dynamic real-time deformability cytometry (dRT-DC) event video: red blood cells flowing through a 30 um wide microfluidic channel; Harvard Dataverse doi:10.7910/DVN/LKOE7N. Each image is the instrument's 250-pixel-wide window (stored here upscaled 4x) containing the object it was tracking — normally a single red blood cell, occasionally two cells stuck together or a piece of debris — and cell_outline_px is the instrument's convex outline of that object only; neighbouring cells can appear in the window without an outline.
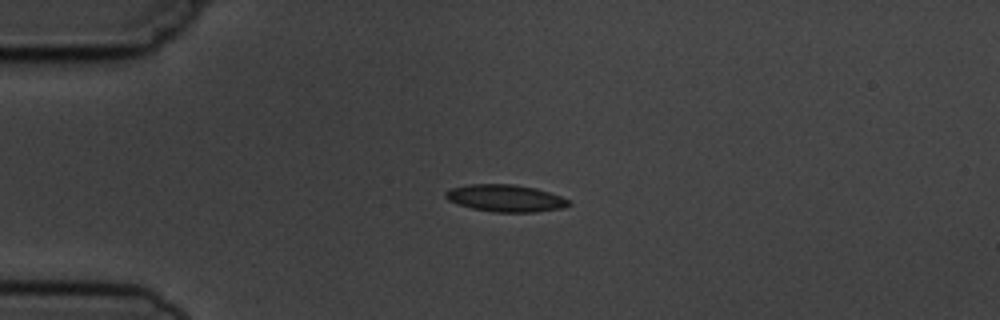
{"species": "common noctule bat (a hibernating species)", "species_latin": "Nyctalus noctula", "temperature_condition": "cold", "stored_images_in_passage": 4, "camera_frame_rate_fps": 3000, "um_per_image_px": 0.085, "animal": {"sex": "male", "body_mass_g": 19.5, "forearm_length_mm": 54.6}, "frame": {"image": 1, "passage_image": 3, "time_ms": 2.333, "image_size_px": [1000, 320], "cell_outline_px": [[572, 204], [564, 208], [536, 212], [492, 212], [472, 208], [448, 200], [444, 196], [444, 192], [452, 188], [468, 184], [512, 184], [536, 188], [560, 196], [568, 200]], "centroid_in_image_um": [42.97, 16.85], "position_along_channel_um": 42.0, "area_um2": 19.42}}